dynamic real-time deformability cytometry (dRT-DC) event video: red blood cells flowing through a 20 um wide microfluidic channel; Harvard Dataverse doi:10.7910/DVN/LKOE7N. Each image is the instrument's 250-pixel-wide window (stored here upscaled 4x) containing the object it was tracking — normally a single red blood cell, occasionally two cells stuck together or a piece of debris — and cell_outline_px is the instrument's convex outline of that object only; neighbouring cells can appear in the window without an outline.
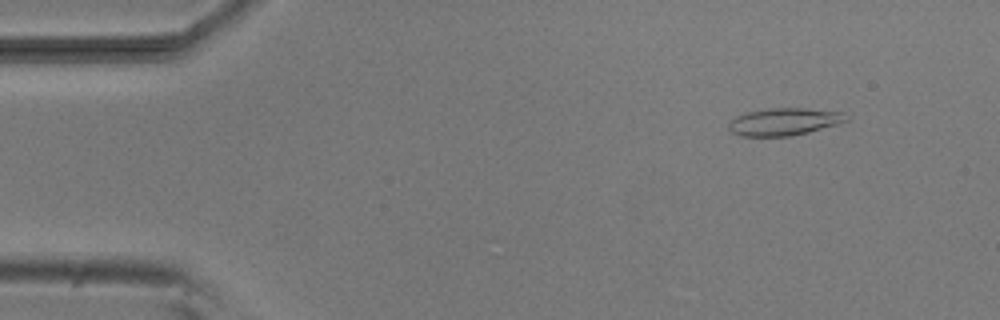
{"species": "common noctule bat (a hibernating species)", "species_latin": "Nyctalus noctula", "temperature_condition": "room temperature", "stored_images_in_passage": 49, "camera_frame_rate_fps": 3000, "um_per_image_px": 0.085, "animal": {"sex": "male", "body_mass_g": 20.5, "forearm_length_mm": 52.5}, "frame": {"image": 1, "passage_image": 2, "time_ms": 0.333, "image_size_px": [1000, 320], "cell_outline_px": [[848, 120], [840, 124], [792, 136], [740, 136], [732, 132], [728, 128], [728, 124], [736, 116], [748, 112], [768, 108], [808, 108], [844, 112], [848, 116]], "centroid_in_image_um": [66.69, 10.34], "position_along_channel_um": 18.3, "area_um2": 18.9}}
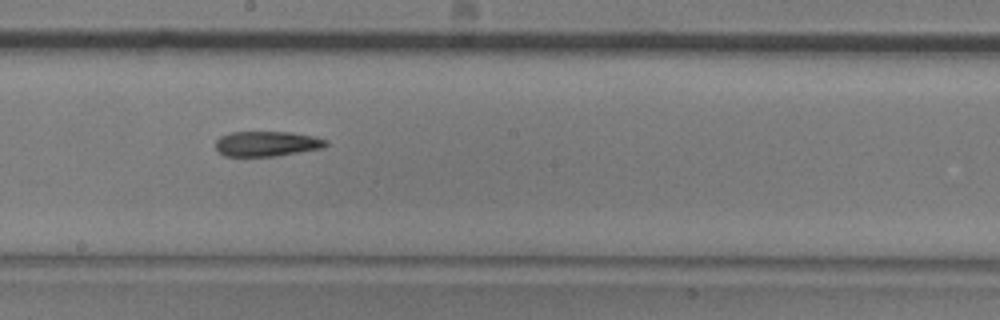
{"frame": {"image": 2, "passage_image": 25, "time_ms": 8.0, "image_size_px": [1000, 320], "cell_outline_px": [[328, 144], [324, 148], [276, 156], [224, 156], [216, 152], [216, 140], [220, 136], [232, 132], [288, 132], [312, 136], [328, 140]], "centroid_in_image_um": [22.67, 12.22], "position_along_channel_um": 225.5, "area_um2": 16.24}}
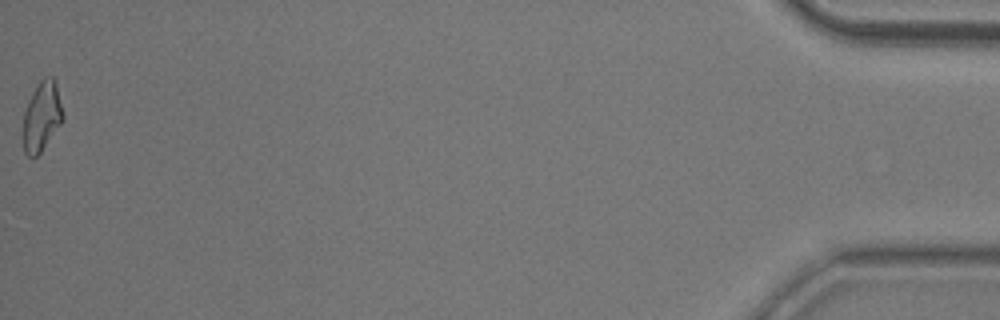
{"frame": {"image": 3, "passage_image": 49, "time_ms": 16.0, "image_size_px": [1000, 320], "cell_outline_px": [[64, 116], [60, 124], [40, 152], [36, 156], [28, 156], [24, 152], [24, 112], [28, 100], [32, 92], [40, 80], [44, 76], [52, 76], [56, 80]], "centroid_in_image_um": [3.56, 9.83], "position_along_channel_um": 431.6, "area_um2": 15.95}, "authors_computed_cell_mechanics": {"area_um2": 16.7042, "velocity_mm_per_s": 3.8365, "shape_relaxation_time_tau1_ms": null, "shape_relaxation_time_tau2_ms": 5.6414, "deformation_change_tau1": null, "deformation_change_tau2": 0.1743}}